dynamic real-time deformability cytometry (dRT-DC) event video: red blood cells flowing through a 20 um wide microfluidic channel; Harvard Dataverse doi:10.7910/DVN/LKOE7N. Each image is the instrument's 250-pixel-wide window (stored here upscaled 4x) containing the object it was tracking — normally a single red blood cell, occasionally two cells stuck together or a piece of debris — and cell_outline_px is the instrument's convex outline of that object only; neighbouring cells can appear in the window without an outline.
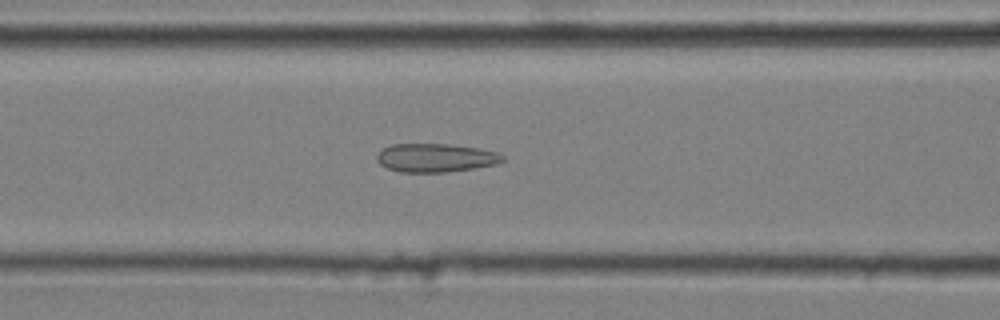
{"species": "common noctule bat (a hibernating species)", "species_latin": "Nyctalus noctula", "temperature_condition": "cold", "stored_images_in_passage": 52, "camera_frame_rate_fps": 3000, "um_per_image_px": 0.085, "animal": {"sex": "male", "body_mass_g": 20.4}, "frame": {"image": 1, "passage_image": 22, "time_ms": 7.0, "image_size_px": [1000, 320], "cell_outline_px": [[504, 160], [500, 164], [476, 168], [448, 172], [400, 172], [388, 168], [380, 164], [376, 160], [376, 156], [384, 148], [392, 144], [448, 144], [480, 148], [500, 152], [504, 156]], "centroid_in_image_um": [37.1, 13.41], "position_along_channel_um": 129.5, "area_um2": 21.15}}
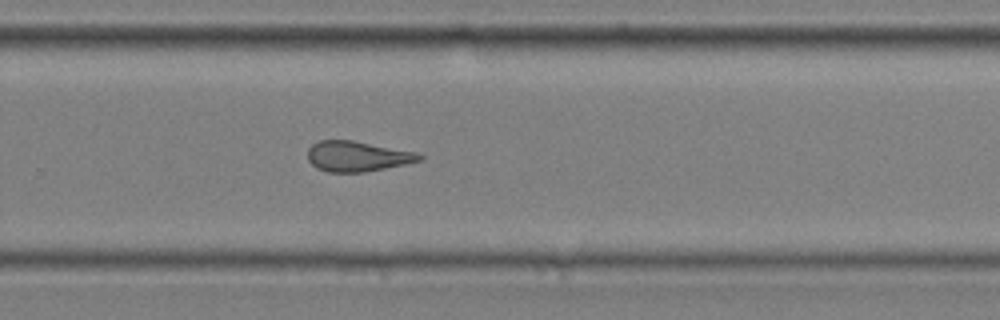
{"frame": {"image": 2, "passage_image": 36, "time_ms": 11.667, "image_size_px": [1000, 320], "cell_outline_px": [[424, 160], [364, 172], [328, 172], [316, 168], [308, 160], [308, 148], [312, 144], [320, 140], [352, 140], [416, 152], [424, 156]], "centroid_in_image_um": [30.36, 13.28], "position_along_channel_um": 299.4, "area_um2": 19.71}}
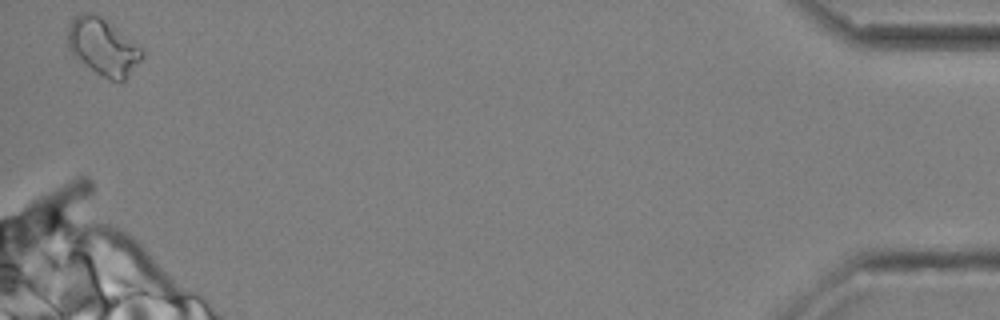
{"frame": {"image": 3, "passage_image": 52, "time_ms": 17.0, "image_size_px": [1000, 320], "cell_outline_px": [[144, 60], [120, 84], [96, 72], [84, 64], [68, 48], [68, 28], [76, 16], [84, 12], [88, 12], [100, 16], [140, 48], [144, 52]], "centroid_in_image_um": [8.78, 4.02], "position_along_channel_um": 426.4, "area_um2": 24.04}, "authors_computed_cell_mechanics": {"area_um2": 21.2415, "velocity_mm_per_s": 3.6557, "shape_relaxation_time_tau1_ms": null, "shape_relaxation_time_tau2_ms": 2.3427, "deformation_change_tau1": null, "deformation_change_tau2": 0.115}}